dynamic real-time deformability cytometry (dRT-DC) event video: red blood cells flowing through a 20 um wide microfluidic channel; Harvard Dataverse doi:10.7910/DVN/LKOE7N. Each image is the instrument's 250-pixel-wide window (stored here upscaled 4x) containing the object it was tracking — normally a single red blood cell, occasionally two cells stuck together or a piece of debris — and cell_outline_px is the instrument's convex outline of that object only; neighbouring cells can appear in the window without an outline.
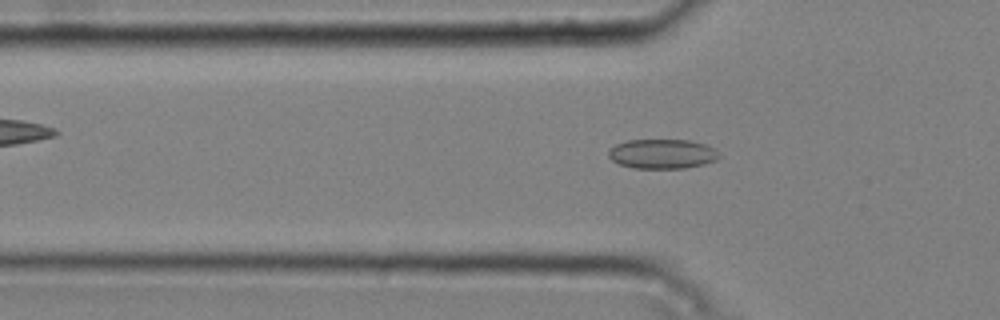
{"species": "common noctule bat (a hibernating species)", "species_latin": "Nyctalus noctula", "temperature_condition": "cold", "stored_images_in_passage": 50, "camera_frame_rate_fps": 3000, "um_per_image_px": 0.085, "animal": {"sex": "male", "body_mass_g": 20.4}, "frame": {"image": 1, "passage_image": 16, "time_ms": 5.0, "image_size_px": [1000, 320], "cell_outline_px": [[720, 156], [716, 160], [704, 164], [684, 168], [632, 168], [620, 164], [612, 160], [608, 156], [608, 152], [616, 144], [628, 140], [688, 140], [704, 144], [716, 148], [720, 152]], "centroid_in_image_um": [56.32, 13.08], "position_along_channel_um": 69.5, "area_um2": 19.07}}
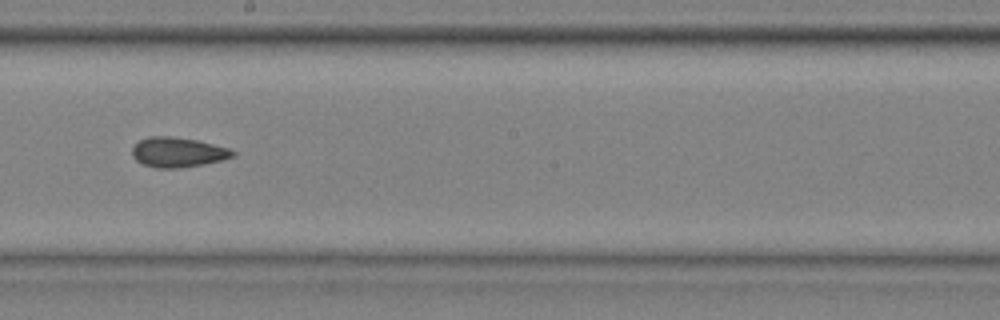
{"frame": {"image": 2, "passage_image": 29, "time_ms": 9.333, "image_size_px": [1000, 320], "cell_outline_px": [[236, 156], [224, 160], [204, 164], [180, 168], [156, 168], [144, 164], [136, 160], [132, 156], [132, 148], [140, 140], [148, 136], [172, 136], [196, 140], [228, 148], [236, 152]], "centroid_in_image_um": [15.13, 12.94], "position_along_channel_um": 233.1, "area_um2": 17.57}}
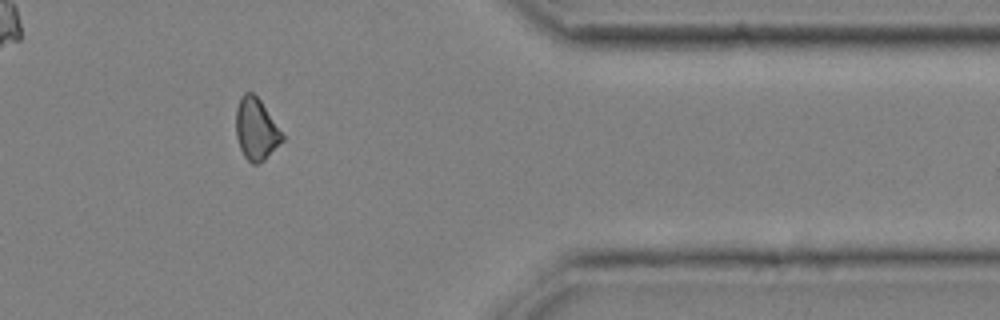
{"frame": {"image": 3, "passage_image": 43, "time_ms": 14.0, "image_size_px": [1000, 320], "cell_outline_px": [[284, 140], [264, 160], [256, 164], [252, 164], [244, 156], [240, 148], [236, 136], [236, 108], [240, 96], [244, 92], [252, 92], [260, 100], [284, 136]], "centroid_in_image_um": [21.75, 10.98], "position_along_channel_um": 389.7, "area_um2": 16.53}, "authors_computed_cell_mechanics": {"area_um2": 17.5423, "velocity_mm_per_s": 3.7776, "shape_relaxation_time_tau1_ms": null, "shape_relaxation_time_tau2_ms": 6.5184, "deformation_change_tau1": null, "deformation_change_tau2": 0.1127}}